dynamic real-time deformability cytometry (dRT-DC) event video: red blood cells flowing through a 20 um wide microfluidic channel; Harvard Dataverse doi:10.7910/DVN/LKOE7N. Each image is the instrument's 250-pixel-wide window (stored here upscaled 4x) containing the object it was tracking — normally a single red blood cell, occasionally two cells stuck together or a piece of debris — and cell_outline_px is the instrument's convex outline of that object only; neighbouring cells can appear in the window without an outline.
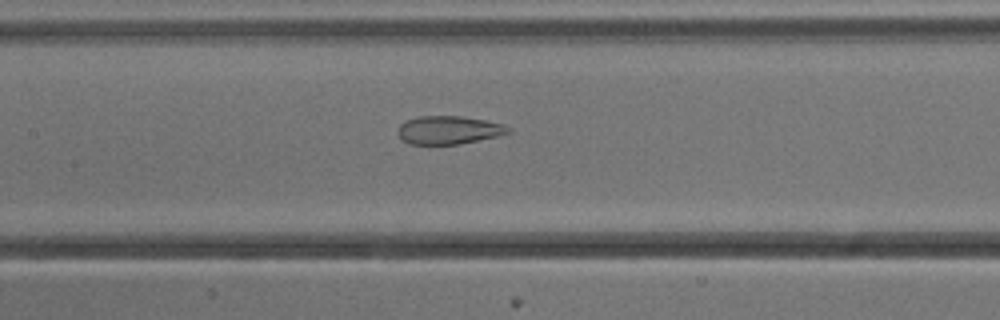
{"species": "common noctule bat (a hibernating species)", "species_latin": "Nyctalus noctula", "temperature_condition": "cold", "stored_images_in_passage": 53, "camera_frame_rate_fps": 3000, "um_per_image_px": 0.085, "animal": {"sex": "male", "body_mass_g": 13.3}, "frame": {"image": 1, "passage_image": 25, "time_ms": 8.0, "image_size_px": [1000, 320], "cell_outline_px": [[512, 132], [496, 136], [460, 144], [408, 144], [400, 140], [396, 132], [400, 124], [416, 116], [460, 116], [484, 120], [504, 124], [512, 128]], "centroid_in_image_um": [38.11, 11.06], "position_along_channel_um": 169.3, "area_um2": 18.32}}
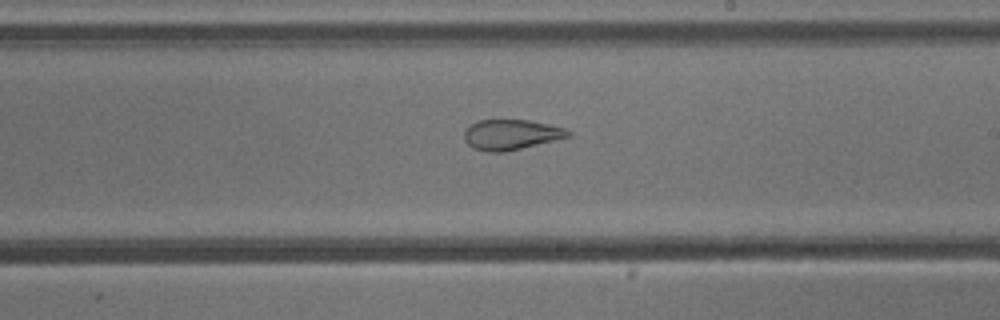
{"frame": {"image": 2, "passage_image": 31, "time_ms": 10.0, "image_size_px": [1000, 320], "cell_outline_px": [[572, 136], [504, 152], [484, 152], [472, 148], [464, 140], [464, 132], [476, 120], [528, 120], [548, 124], [564, 128], [572, 132]], "centroid_in_image_um": [43.43, 11.45], "position_along_channel_um": 245.6, "area_um2": 18.32}}
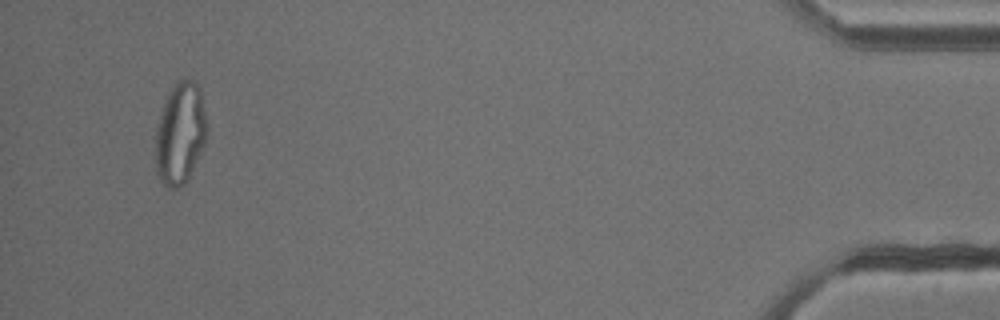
{"frame": {"image": 3, "passage_image": 51, "time_ms": 16.667, "image_size_px": [1000, 320], "cell_outline_px": [[208, 132], [204, 144], [184, 184], [176, 188], [168, 188], [160, 180], [156, 172], [156, 124], [164, 104], [176, 80], [192, 80], [200, 88]], "centroid_in_image_um": [15.31, 11.34], "position_along_channel_um": 419.9, "area_um2": 30.0}, "authors_computed_cell_mechanics": {"area_um2": 26.8192, "velocity_mm_per_s": 3.8335, "shape_relaxation_time_tau1_ms": null, "shape_relaxation_time_tau2_ms": 1.5832, "deformation_change_tau1": null, "deformation_change_tau2": 0.0905}}